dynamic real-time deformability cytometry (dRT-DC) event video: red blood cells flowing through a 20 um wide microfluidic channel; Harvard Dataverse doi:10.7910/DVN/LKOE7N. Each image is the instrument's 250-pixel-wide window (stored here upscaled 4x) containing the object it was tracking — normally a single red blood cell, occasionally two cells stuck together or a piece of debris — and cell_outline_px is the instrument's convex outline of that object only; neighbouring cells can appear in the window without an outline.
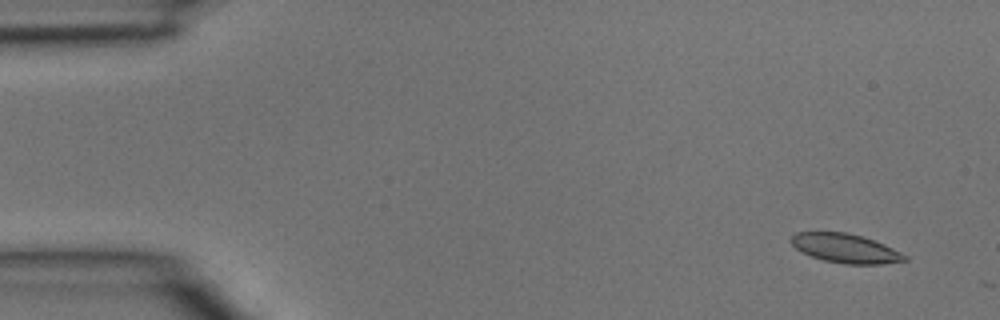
{"species": "common noctule bat (a hibernating species)", "species_latin": "Nyctalus noctula", "temperature_condition": "room temperature", "stored_images_in_passage": 3, "camera_frame_rate_fps": 3000, "um_per_image_px": 0.085, "animal": {"sex": "male", "body_mass_g": 15.6}, "frame": {"image": 1, "passage_image": 1, "time_ms": 0.0, "image_size_px": [1000, 320], "cell_outline_px": [[908, 260], [880, 264], [844, 264], [824, 260], [812, 256], [796, 248], [788, 240], [796, 232], [848, 232], [884, 244], [908, 256]], "centroid_in_image_um": [71.86, 21.1], "position_along_channel_um": 13.1, "area_um2": 19.07}}